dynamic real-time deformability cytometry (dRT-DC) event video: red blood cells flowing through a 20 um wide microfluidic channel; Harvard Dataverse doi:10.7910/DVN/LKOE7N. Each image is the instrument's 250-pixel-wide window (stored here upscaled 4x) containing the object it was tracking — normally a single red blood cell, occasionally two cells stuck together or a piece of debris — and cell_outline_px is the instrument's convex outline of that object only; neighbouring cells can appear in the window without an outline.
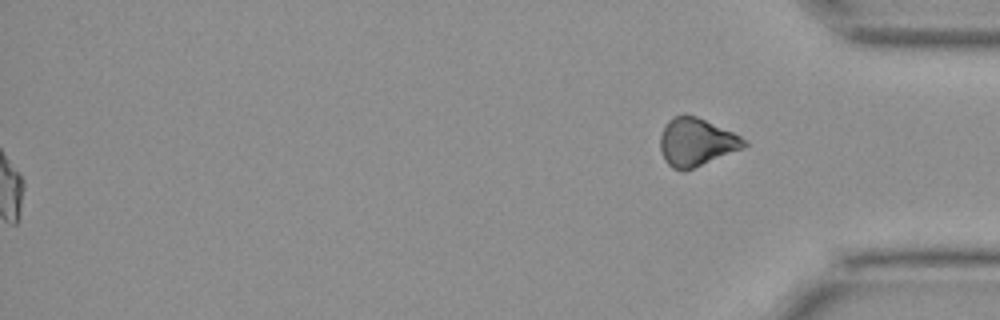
{"species": "Egyptian fruit bat (a non-hibernating species)", "species_latin": "Rousettus aegyptiacus", "temperature_condition": "cold", "stored_images_in_passage": 40, "segment_of_instrument_passage": [2, 2], "camera_frame_rate_fps": 3000, "um_per_image_px": 0.085, "animal": {"sex": "female"}, "frame": {"image": 1, "passage_image": 40, "time_ms": 13.0, "image_size_px": [1000, 320], "cell_outline_px": [[748, 144], [744, 148], [684, 172], [680, 172], [672, 168], [664, 160], [660, 148], [660, 136], [668, 120], [672, 116], [684, 112], [696, 116], [732, 132], [740, 136]], "centroid_in_image_um": [59.15, 12.08], "position_along_channel_um": 376.1, "area_um2": 23.64}}